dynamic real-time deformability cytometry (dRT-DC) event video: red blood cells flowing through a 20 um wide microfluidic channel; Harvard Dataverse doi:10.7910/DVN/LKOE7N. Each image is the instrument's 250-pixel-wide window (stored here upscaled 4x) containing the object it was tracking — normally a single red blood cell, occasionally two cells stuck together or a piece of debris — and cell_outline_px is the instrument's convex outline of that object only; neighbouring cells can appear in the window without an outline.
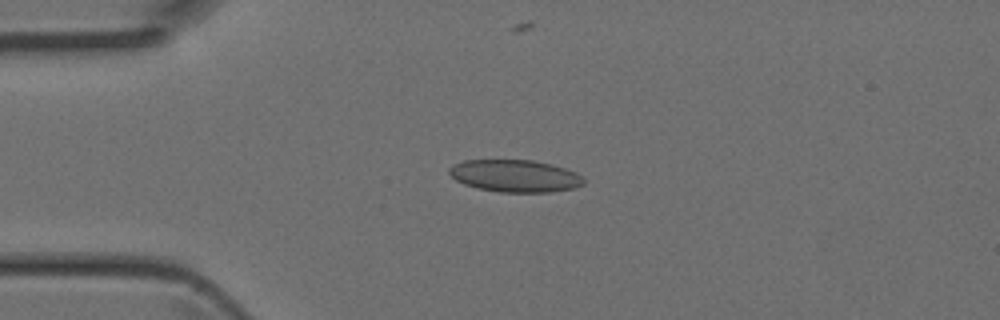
{"species": "Egyptian fruit bat (a non-hibernating species)", "species_latin": "Rousettus aegyptiacus", "temperature_condition": "room temperature", "stored_images_in_passage": 6, "camera_frame_rate_fps": 3000, "um_per_image_px": 0.085, "animal": {"sex": "female"}, "frame": {"image": 1, "passage_image": 3, "time_ms": 0.667, "image_size_px": [1000, 320], "cell_outline_px": [[584, 184], [576, 188], [552, 192], [500, 192], [476, 188], [464, 184], [456, 180], [448, 172], [448, 168], [452, 164], [464, 160], [532, 160], [552, 164], [576, 172], [584, 180]], "centroid_in_image_um": [43.76, 14.95], "position_along_channel_um": 41.2, "area_um2": 25.43}}